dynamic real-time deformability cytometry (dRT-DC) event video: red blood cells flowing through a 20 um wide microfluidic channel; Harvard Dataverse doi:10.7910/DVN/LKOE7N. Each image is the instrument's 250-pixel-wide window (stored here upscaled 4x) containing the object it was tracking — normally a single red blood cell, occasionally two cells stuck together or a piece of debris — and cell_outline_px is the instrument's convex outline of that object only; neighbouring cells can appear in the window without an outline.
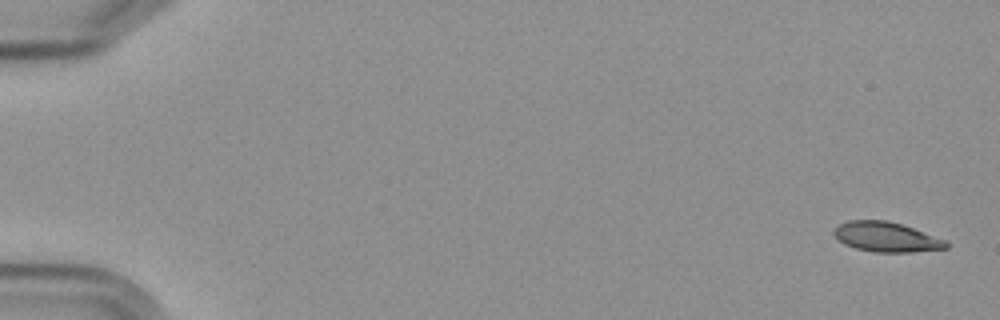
{"species": "Egyptian fruit bat (a non-hibernating species)", "species_latin": "Rousettus aegyptiacus", "temperature_condition": "cold", "stored_images_in_passage": 1, "camera_frame_rate_fps": 3000, "um_per_image_px": 0.085, "frame": {"image": 1, "passage_image": 1, "time_ms": 0.0, "image_size_px": [1000, 320], "cell_outline_px": [[948, 248], [912, 252], [872, 252], [856, 248], [844, 244], [832, 232], [840, 224], [848, 220], [888, 220], [948, 240]], "centroid_in_image_um": [75.36, 20.15], "position_along_channel_um": 9.6, "area_um2": 19.42}}